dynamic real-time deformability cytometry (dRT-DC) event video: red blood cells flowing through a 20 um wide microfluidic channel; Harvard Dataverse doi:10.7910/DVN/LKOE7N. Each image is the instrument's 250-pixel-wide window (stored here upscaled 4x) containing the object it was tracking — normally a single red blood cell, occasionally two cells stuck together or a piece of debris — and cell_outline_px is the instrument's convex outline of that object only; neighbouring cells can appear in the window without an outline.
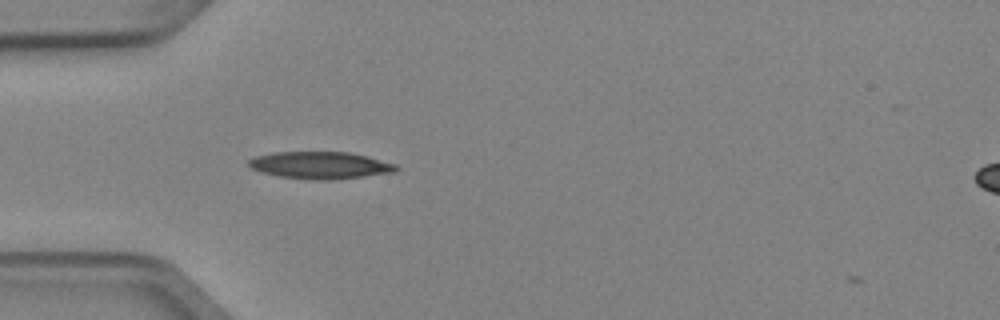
{"species": "Egyptian fruit bat (a non-hibernating species)", "species_latin": "Rousettus aegyptiacus", "temperature_condition": "cold", "stored_images_in_passage": 1, "camera_frame_rate_fps": 3000, "um_per_image_px": 0.085, "animal": {"sex": "female"}, "frame": {"image": 1, "passage_image": 1, "time_ms": 0.0, "image_size_px": [1000, 320], "cell_outline_px": [[400, 168], [396, 172], [364, 176], [328, 180], [312, 180], [280, 176], [260, 172], [252, 168], [248, 164], [248, 160], [256, 156], [272, 152], [348, 152], [368, 156], [396, 164]], "centroid_in_image_um": [27.24, 14.04], "position_along_channel_um": 57.8, "area_um2": 23.35}}